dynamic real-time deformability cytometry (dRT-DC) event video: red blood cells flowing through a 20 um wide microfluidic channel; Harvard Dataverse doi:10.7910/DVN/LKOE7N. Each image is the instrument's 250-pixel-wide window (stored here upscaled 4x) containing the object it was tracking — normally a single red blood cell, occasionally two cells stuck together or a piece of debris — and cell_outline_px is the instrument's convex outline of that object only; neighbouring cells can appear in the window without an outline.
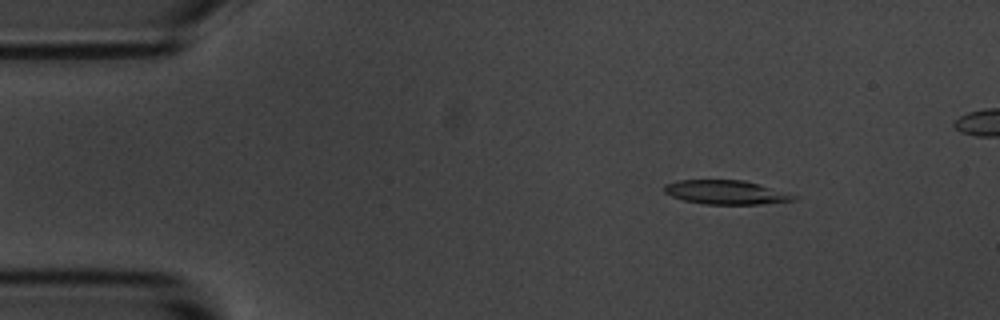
{"species": "common noctule bat (a hibernating species)", "species_latin": "Nyctalus noctula", "temperature_condition": "room temperature", "stored_images_in_passage": 52, "camera_frame_rate_fps": 3000, "um_per_image_px": 0.085, "animal": {"sex": "male", "body_mass_g": 20.1, "forearm_length_mm": 53.5}, "frame": {"image": 1, "passage_image": 8, "time_ms": 2.333, "image_size_px": [1000, 320], "cell_outline_px": [[796, 200], [760, 204], [704, 204], [684, 200], [672, 196], [664, 192], [664, 184], [676, 180], [744, 180], [796, 196]], "centroid_in_image_um": [61.63, 16.34], "position_along_channel_um": 23.4, "area_um2": 17.8}}
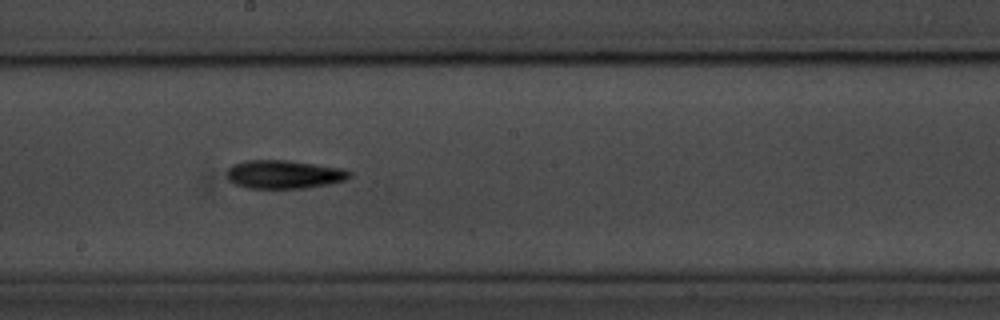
{"frame": {"image": 2, "passage_image": 30, "time_ms": 9.667, "image_size_px": [1000, 320], "cell_outline_px": [[352, 176], [344, 180], [328, 184], [308, 188], [248, 188], [236, 184], [228, 180], [228, 168], [232, 164], [248, 160], [288, 160], [340, 168], [352, 172]], "centroid_in_image_um": [24.14, 14.82], "position_along_channel_um": 224.1, "area_um2": 20.23}}
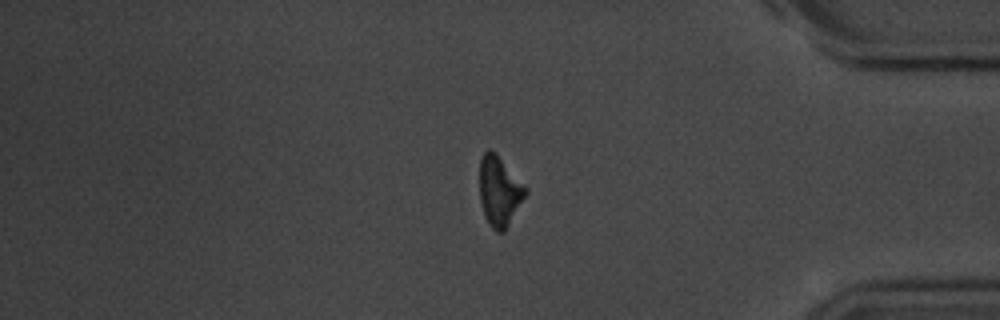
{"frame": {"image": 3, "passage_image": 46, "time_ms": 15.0, "image_size_px": [1000, 320], "cell_outline_px": [[528, 192], [504, 232], [496, 232], [492, 228], [484, 216], [480, 200], [480, 160], [484, 152], [488, 148], [492, 148], [496, 152], [528, 188]], "centroid_in_image_um": [42.45, 16.22], "position_along_channel_um": 392.7, "area_um2": 18.9}}